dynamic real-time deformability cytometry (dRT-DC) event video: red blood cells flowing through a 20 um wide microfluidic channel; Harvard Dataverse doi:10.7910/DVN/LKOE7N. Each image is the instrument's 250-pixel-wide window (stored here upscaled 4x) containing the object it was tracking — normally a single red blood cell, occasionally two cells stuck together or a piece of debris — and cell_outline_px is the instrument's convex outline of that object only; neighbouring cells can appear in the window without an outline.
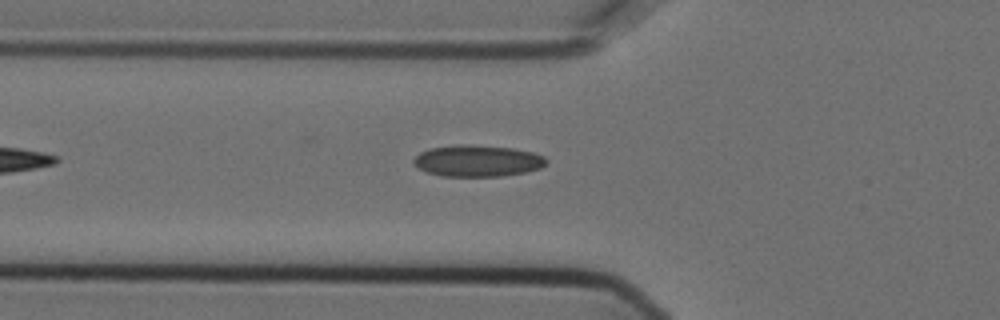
{"species": "Egyptian fruit bat (a non-hibernating species)", "species_latin": "Rousettus aegyptiacus", "temperature_condition": "cold", "stored_images_in_passage": 7, "camera_frame_rate_fps": 3000, "um_per_image_px": 0.085, "animal": {"sex": "female"}, "frame": {"image": 1, "passage_image": 7, "time_ms": 2.0, "image_size_px": [1000, 320], "cell_outline_px": [[548, 160], [540, 168], [524, 172], [504, 176], [440, 176], [416, 168], [412, 164], [412, 160], [420, 152], [428, 148], [460, 144], [464, 144], [512, 148], [532, 152], [544, 156]], "centroid_in_image_um": [40.53, 13.67], "position_along_channel_um": 85.3, "area_um2": 24.45}}